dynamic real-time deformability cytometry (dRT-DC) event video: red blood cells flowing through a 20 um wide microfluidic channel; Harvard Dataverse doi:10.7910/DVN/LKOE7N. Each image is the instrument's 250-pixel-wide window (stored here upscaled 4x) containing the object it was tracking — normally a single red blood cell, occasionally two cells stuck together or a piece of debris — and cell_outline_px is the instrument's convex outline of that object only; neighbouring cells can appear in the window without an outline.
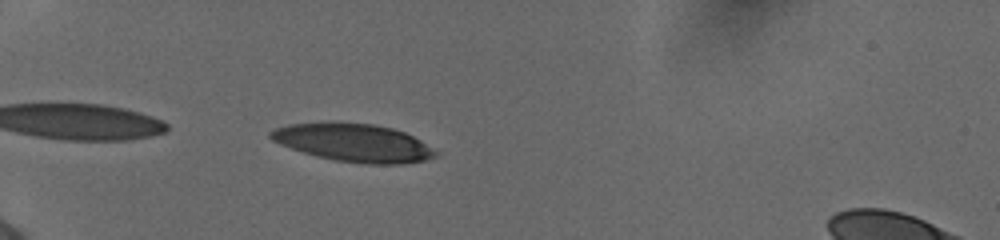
{"species": "human", "species_latin": "Homo sapiens", "temperature_condition": "cold", "stored_images_in_passage": 35, "camera_frame_rate_fps": 3000, "um_per_image_px": 0.085, "donor": {"sex": "female"}, "frame": {"image": 1, "passage_image": 2, "time_ms": 0.333, "image_size_px": [1000, 240], "cell_outline_px": [[440, 152], [436, 156], [424, 160], [400, 164], [368, 164], [336, 160], [316, 156], [280, 144], [272, 140], [268, 136], [268, 132], [276, 128], [288, 124], [332, 120], [336, 120], [376, 124], [392, 128], [404, 132], [420, 140]], "centroid_in_image_um": [30.03, 12.09], "position_along_channel_um": 55.0, "area_um2": 37.05}}
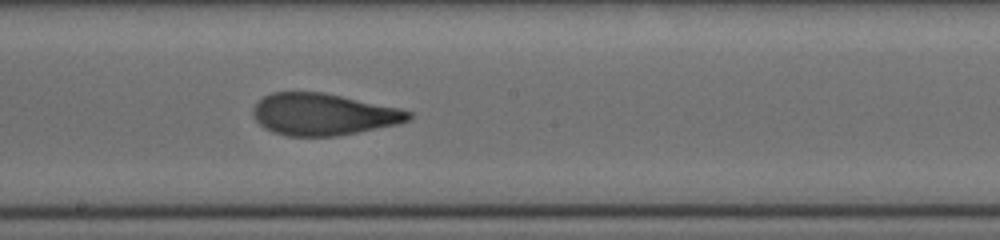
{"frame": {"image": 2, "passage_image": 17, "time_ms": 5.333, "image_size_px": [1000, 240], "cell_outline_px": [[412, 116], [408, 120], [400, 124], [336, 136], [288, 136], [272, 132], [264, 128], [252, 116], [252, 108], [264, 96], [272, 92], [320, 92], [400, 108], [412, 112]], "centroid_in_image_um": [27.46, 9.73], "position_along_channel_um": 220.7, "area_um2": 37.8}}
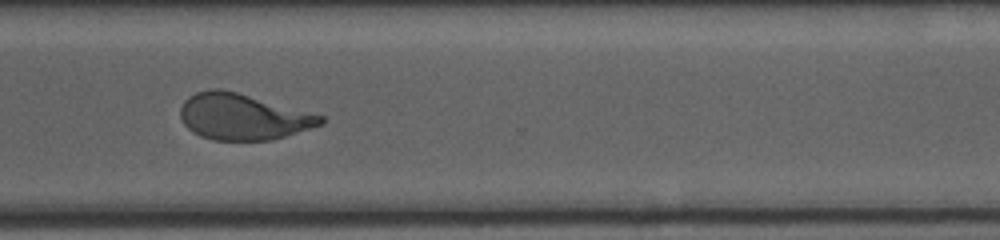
{"frame": {"image": 3, "passage_image": 27, "time_ms": 8.667, "image_size_px": [1000, 240], "cell_outline_px": [[324, 124], [272, 140], [212, 140], [200, 136], [192, 132], [184, 124], [180, 116], [180, 108], [184, 100], [188, 96], [196, 92], [212, 88], [220, 88], [236, 92], [324, 116]], "centroid_in_image_um": [20.61, 9.93], "position_along_channel_um": 350.0, "area_um2": 37.57}, "authors_computed_cell_mechanics": {"area_um2": 38.148, "velocity_mm_per_s": 3.8998, "shape_relaxation_time_tau1_ms": 5.7435, "shape_relaxation_time_tau2_ms": 1.285, "deformation_change_tau1": 0.2276, "deformation_change_tau2": 0.0898}}